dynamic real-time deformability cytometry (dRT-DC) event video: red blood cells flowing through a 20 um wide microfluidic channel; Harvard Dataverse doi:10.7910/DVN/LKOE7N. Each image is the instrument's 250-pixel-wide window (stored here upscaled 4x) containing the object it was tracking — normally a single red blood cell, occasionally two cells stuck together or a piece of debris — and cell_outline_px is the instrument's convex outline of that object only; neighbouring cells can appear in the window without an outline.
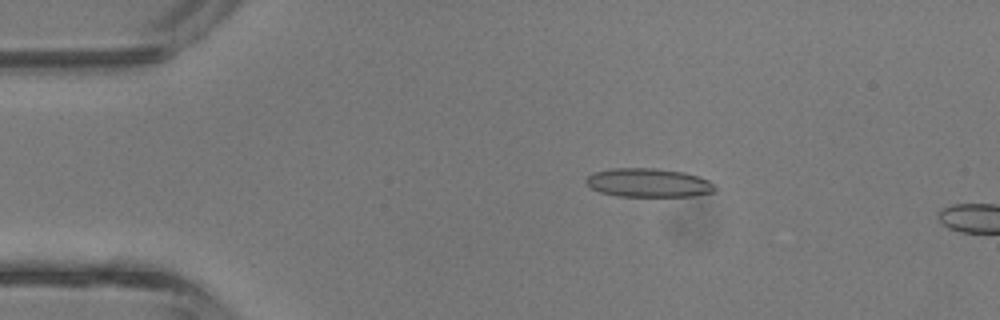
{"species": "common noctule bat (a hibernating species)", "species_latin": "Nyctalus noctula", "temperature_condition": "room temperature", "stored_images_in_passage": 4, "camera_frame_rate_fps": 3000, "um_per_image_px": 0.085, "animal": {"sex": "male", "body_mass_g": 13.3}, "frame": {"image": 1, "passage_image": 3, "time_ms": 0.667, "image_size_px": [1000, 320], "cell_outline_px": [[716, 192], [692, 196], [620, 196], [600, 192], [592, 188], [584, 180], [592, 172], [608, 168], [656, 168], [684, 172], [700, 176], [708, 180], [716, 188]], "centroid_in_image_um": [55.12, 15.52], "position_along_channel_um": 29.9, "area_um2": 21.73}}